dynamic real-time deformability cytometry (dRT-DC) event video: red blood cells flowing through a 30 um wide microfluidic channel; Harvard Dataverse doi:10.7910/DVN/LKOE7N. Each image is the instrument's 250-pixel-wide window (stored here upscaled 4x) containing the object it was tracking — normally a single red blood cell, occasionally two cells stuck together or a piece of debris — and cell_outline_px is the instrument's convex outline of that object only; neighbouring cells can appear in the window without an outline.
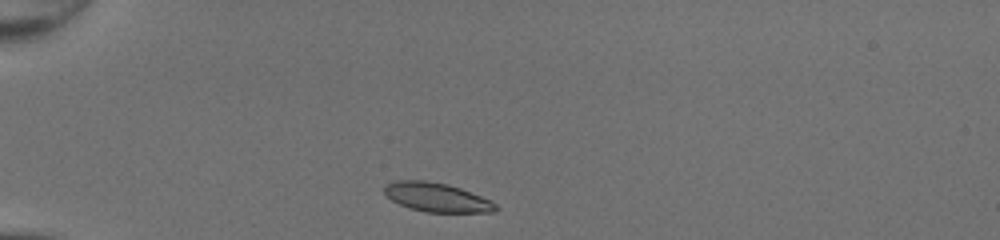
{"species": "common noctule bat (a hibernating species)", "species_latin": "Nyctalus noctula", "temperature_condition": "room temperature", "stored_images_in_passage": 31, "camera_frame_rate_fps": 3000, "um_per_image_px": 0.085, "animal": {"sex": "female", "body_mass_g": 20.0, "forearm_length_mm": 54.0}, "frame": {"image": 1, "passage_image": 1, "time_ms": 0.0, "image_size_px": [1000, 240], "cell_outline_px": [[500, 208], [496, 212], [424, 212], [400, 204], [392, 200], [384, 192], [384, 184], [396, 180], [424, 180], [448, 184], [460, 188], [492, 200]], "centroid_in_image_um": [37.16, 16.77], "position_along_channel_um": 47.8, "area_um2": 18.9}}
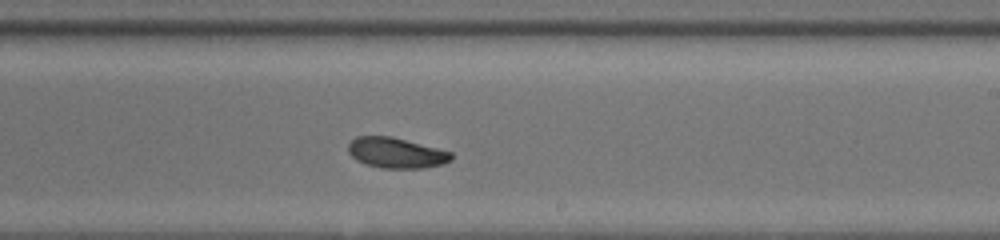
{"frame": {"image": 2, "passage_image": 18, "time_ms": 5.667, "image_size_px": [1000, 240], "cell_outline_px": [[452, 160], [444, 164], [424, 168], [380, 168], [364, 164], [356, 160], [348, 152], [348, 144], [356, 136], [392, 136], [452, 152]], "centroid_in_image_um": [33.67, 13.0], "position_along_channel_um": 255.3, "area_um2": 18.44}}
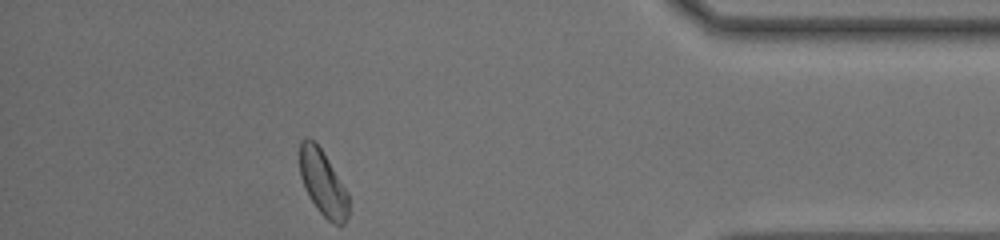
{"frame": {"image": 3, "passage_image": 31, "time_ms": 10.0, "image_size_px": [1000, 240], "cell_outline_px": [[348, 216], [344, 224], [332, 224], [316, 208], [308, 196], [304, 188], [300, 176], [300, 140], [304, 136], [308, 136], [320, 148], [348, 192]], "centroid_in_image_um": [27.43, 15.56], "position_along_channel_um": 407.8, "area_um2": 18.61}, "authors_computed_cell_mechanics": {"area_um2": 18.9584, "velocity_mm_per_s": 4.3216, "shape_relaxation_time_tau1_ms": 3.4331, "shape_relaxation_time_tau2_ms": null, "deformation_change_tau1": 0.1035, "deformation_change_tau2": null}}